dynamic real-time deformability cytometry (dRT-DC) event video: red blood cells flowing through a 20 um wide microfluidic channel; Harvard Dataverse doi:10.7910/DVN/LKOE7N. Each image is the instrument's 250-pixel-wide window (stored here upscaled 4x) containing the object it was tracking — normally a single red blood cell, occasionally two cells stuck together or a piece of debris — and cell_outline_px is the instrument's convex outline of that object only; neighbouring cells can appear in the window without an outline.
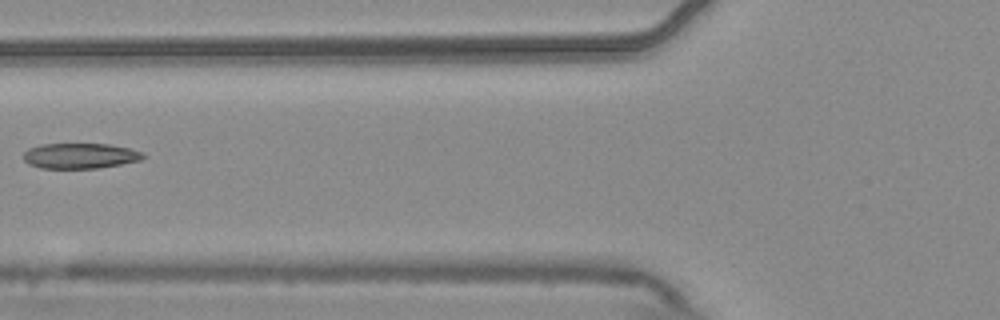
{"species": "common noctule bat (a hibernating species)", "species_latin": "Nyctalus noctula", "temperature_condition": "warm", "stored_images_in_passage": 7, "camera_frame_rate_fps": 3000, "um_per_image_px": 0.085, "animal": {"sex": "male", "body_mass_g": 20.4}, "frame": {"image": 1, "passage_image": 6, "time_ms": 1.667, "image_size_px": [1000, 320], "cell_outline_px": [[144, 156], [140, 160], [100, 168], [40, 168], [28, 164], [24, 160], [24, 152], [28, 148], [40, 144], [108, 144], [128, 148], [144, 152]], "centroid_in_image_um": [6.78, 13.24], "position_along_channel_um": 119.0, "area_um2": 17.69}}
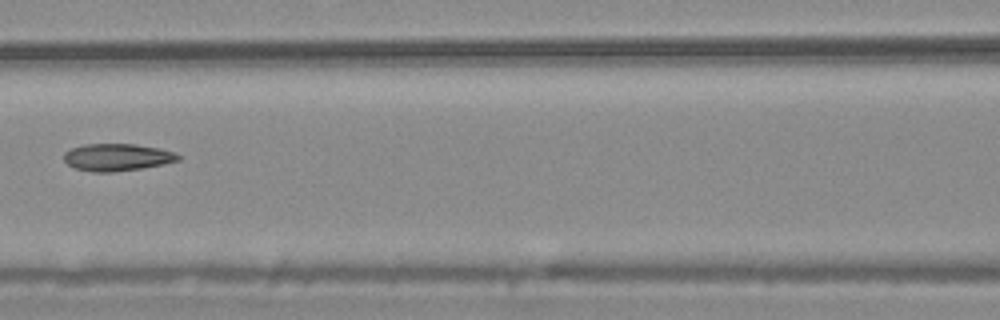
{"frame": {"image": 2, "passage_image": 7, "time_ms": 2.0, "image_size_px": [1000, 320], "cell_outline_px": [[180, 160], [164, 164], [140, 168], [112, 172], [92, 172], [76, 168], [68, 164], [64, 160], [64, 152], [72, 148], [84, 144], [136, 144], [160, 148], [176, 152], [180, 156]], "centroid_in_image_um": [9.98, 13.36], "position_along_channel_um": 156.6, "area_um2": 18.15}}